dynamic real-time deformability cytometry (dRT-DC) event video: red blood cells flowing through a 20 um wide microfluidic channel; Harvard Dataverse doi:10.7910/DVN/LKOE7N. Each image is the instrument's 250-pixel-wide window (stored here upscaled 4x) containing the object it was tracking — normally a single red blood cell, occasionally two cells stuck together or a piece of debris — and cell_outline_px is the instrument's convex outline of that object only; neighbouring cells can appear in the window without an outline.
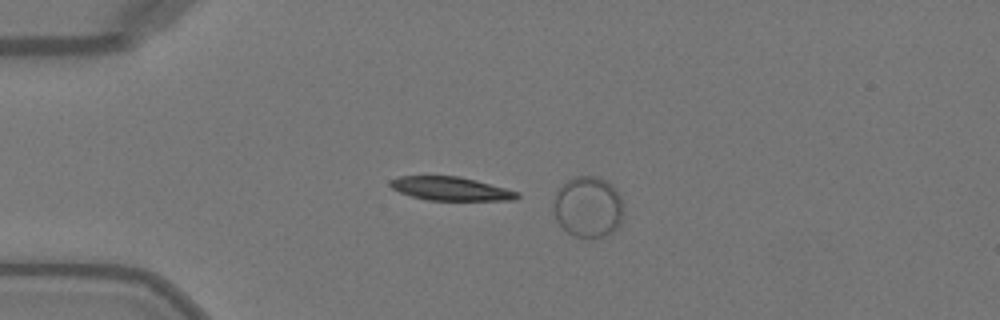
{"species": "Egyptian fruit bat (a non-hibernating species)", "species_latin": "Rousettus aegyptiacus", "temperature_condition": "warm", "stored_images_in_passage": 7, "segment_of_instrument_passage": [1, 2], "camera_frame_rate_fps": 3000, "um_per_image_px": 0.085, "animal": {"sex": "female"}, "frame": {"image": 1, "passage_image": 1, "time_ms": 0.0, "image_size_px": [1000, 320], "cell_outline_px": [[620, 220], [616, 228], [612, 232], [604, 236], [588, 240], [576, 236], [568, 232], [556, 220], [552, 200], [556, 192], [568, 180], [576, 176], [596, 176], [612, 184], [620, 196]], "centroid_in_image_um": [49.94, 17.6], "position_along_channel_um": 35.1, "area_um2": 24.68}}